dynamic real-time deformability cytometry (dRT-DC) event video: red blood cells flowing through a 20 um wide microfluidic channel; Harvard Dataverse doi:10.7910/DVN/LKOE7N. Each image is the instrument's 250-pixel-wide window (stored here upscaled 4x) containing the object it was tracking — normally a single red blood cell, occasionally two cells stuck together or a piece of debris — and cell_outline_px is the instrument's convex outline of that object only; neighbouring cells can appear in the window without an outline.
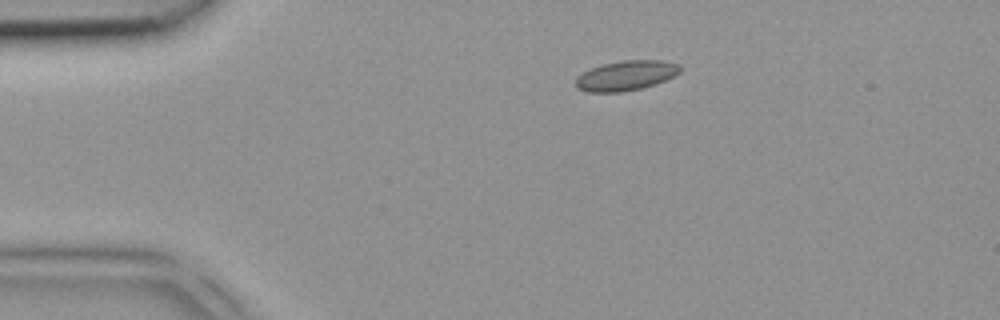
{"species": "common noctule bat (a hibernating species)", "species_latin": "Nyctalus noctula", "temperature_condition": "room temperature", "stored_images_in_passage": 4, "camera_frame_rate_fps": 3000, "um_per_image_px": 0.085, "animal": {"sex": "female", "body_mass_g": 18.4}, "frame": {"image": 1, "passage_image": 4, "time_ms": 1.0, "image_size_px": [1000, 320], "cell_outline_px": [[680, 72], [676, 76], [656, 84], [640, 88], [620, 92], [588, 92], [576, 88], [576, 76], [592, 68], [604, 64], [624, 60], [664, 60], [680, 64]], "centroid_in_image_um": [53.24, 6.42], "position_along_channel_um": 31.8, "area_um2": 18.21}}